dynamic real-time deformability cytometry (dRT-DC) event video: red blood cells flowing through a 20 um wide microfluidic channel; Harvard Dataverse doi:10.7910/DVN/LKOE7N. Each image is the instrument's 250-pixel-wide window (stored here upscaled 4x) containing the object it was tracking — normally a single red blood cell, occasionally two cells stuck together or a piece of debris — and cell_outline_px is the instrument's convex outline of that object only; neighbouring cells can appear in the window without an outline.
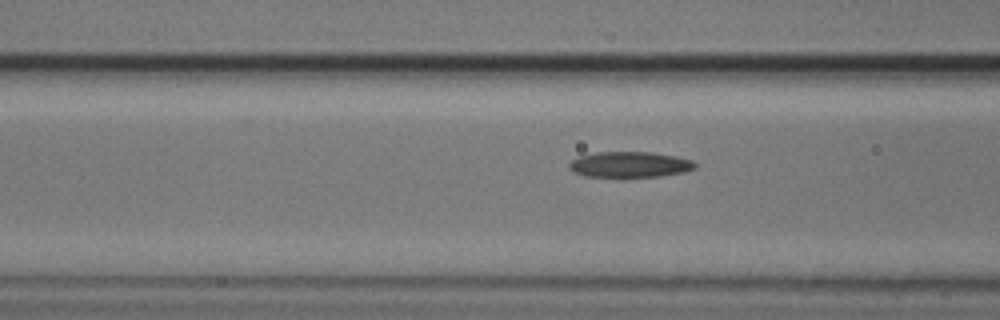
{"species": "common noctule bat (a hibernating species)", "species_latin": "Nyctalus noctula", "temperature_condition": "cold", "stored_images_in_passage": 19, "camera_frame_rate_fps": 3000, "um_per_image_px": 0.085, "animal": {"sex": "male", "body_mass_g": 20.5, "forearm_length_mm": 52.5}, "frame": {"image": 1, "passage_image": 17, "time_ms": 5.333, "image_size_px": [1000, 320], "cell_outline_px": [[696, 168], [684, 172], [660, 176], [584, 176], [568, 168], [568, 164], [572, 160], [580, 156], [596, 152], [652, 152], [676, 156], [692, 160], [696, 164]], "centroid_in_image_um": [53.55, 13.97], "position_along_channel_um": 113.1, "area_um2": 18.67}}